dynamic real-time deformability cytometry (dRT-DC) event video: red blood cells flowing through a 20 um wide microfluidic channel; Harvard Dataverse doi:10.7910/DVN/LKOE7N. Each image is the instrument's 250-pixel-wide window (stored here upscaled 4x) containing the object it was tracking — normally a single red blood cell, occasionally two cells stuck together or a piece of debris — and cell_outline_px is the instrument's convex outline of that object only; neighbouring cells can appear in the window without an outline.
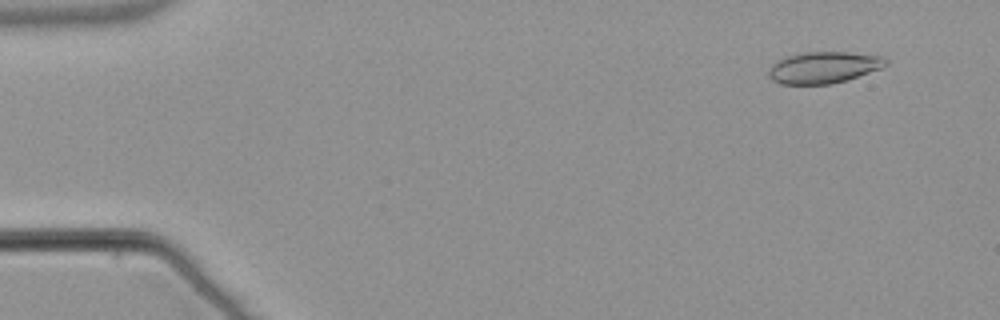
{"species": "common noctule bat (a hibernating species)", "species_latin": "Nyctalus noctula", "temperature_condition": "warm", "stored_images_in_passage": 54, "camera_frame_rate_fps": 3000, "um_per_image_px": 0.085, "animal": {"sex": "male", "body_mass_g": 21.5, "forearm_length_mm": 52.0}, "frame": {"image": 1, "passage_image": 5, "time_ms": 1.333, "image_size_px": [1000, 320], "cell_outline_px": [[888, 64], [880, 68], [848, 80], [832, 84], [780, 84], [772, 80], [768, 76], [768, 68], [776, 60], [788, 56], [804, 52], [844, 52], [884, 56], [888, 60]], "centroid_in_image_um": [69.99, 5.74], "position_along_channel_um": 15.0, "area_um2": 21.68}}
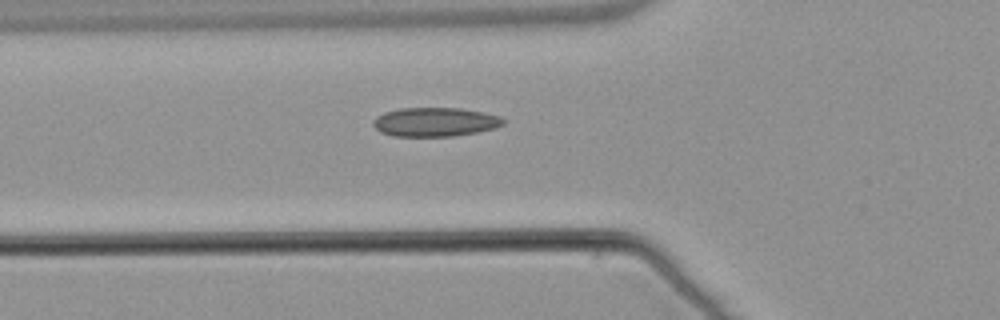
{"frame": {"image": 2, "passage_image": 20, "time_ms": 6.333, "image_size_px": [1000, 320], "cell_outline_px": [[504, 124], [496, 128], [476, 132], [452, 136], [392, 136], [380, 132], [372, 124], [372, 120], [376, 116], [384, 112], [400, 108], [460, 108], [484, 112], [500, 116], [504, 120]], "centroid_in_image_um": [36.96, 10.36], "position_along_channel_um": 88.8, "area_um2": 22.08}}
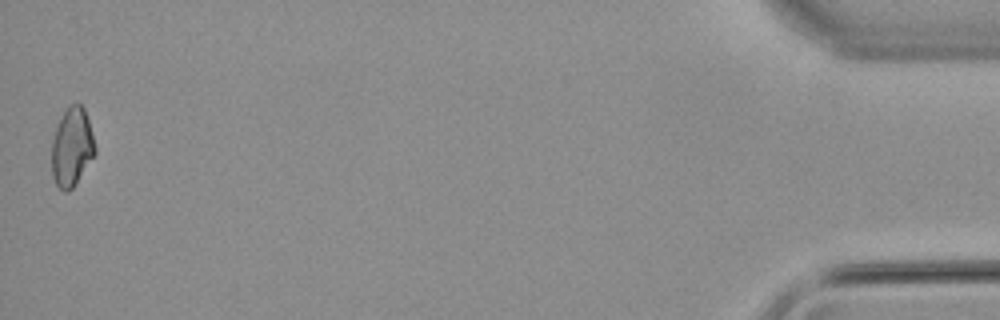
{"frame": {"image": 3, "passage_image": 54, "time_ms": 17.667, "image_size_px": [1000, 320], "cell_outline_px": [[96, 152], [72, 188], [68, 192], [64, 192], [56, 184], [52, 176], [52, 140], [56, 128], [68, 104], [76, 100], [84, 108], [88, 120], [96, 148]], "centroid_in_image_um": [6.1, 12.47], "position_along_channel_um": 429.1, "area_um2": 19.71}, "authors_computed_cell_mechanics": {"area_um2": 20.7502, "velocity_mm_per_s": 3.8323, "shape_relaxation_time_tau1_ms": null, "shape_relaxation_time_tau2_ms": 2.7699, "deformation_change_tau1": null, "deformation_change_tau2": 0.0853}}